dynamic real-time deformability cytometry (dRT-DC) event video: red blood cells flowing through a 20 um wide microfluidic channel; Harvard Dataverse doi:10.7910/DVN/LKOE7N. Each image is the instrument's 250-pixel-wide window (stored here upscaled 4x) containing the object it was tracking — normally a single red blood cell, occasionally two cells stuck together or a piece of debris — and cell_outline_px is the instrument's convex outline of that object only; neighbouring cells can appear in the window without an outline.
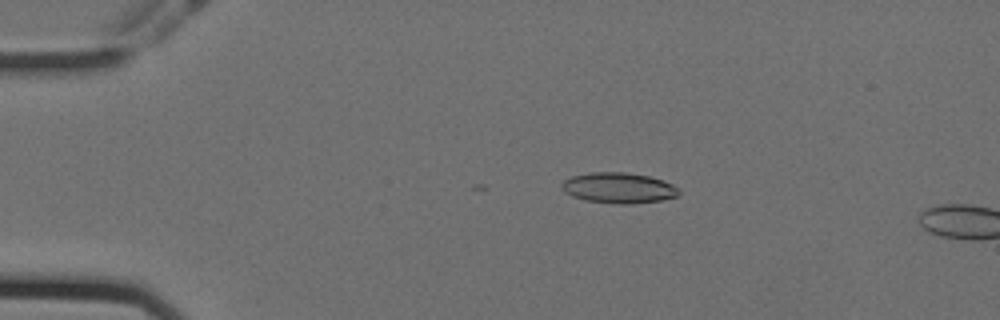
{"species": "Egyptian fruit bat (a non-hibernating species)", "species_latin": "Rousettus aegyptiacus", "temperature_condition": "cold", "stored_images_in_passage": 9, "camera_frame_rate_fps": 3000, "um_per_image_px": 0.085, "animal": {"sex": "female"}, "frame": {"image": 1, "passage_image": 6, "time_ms": 1.667, "image_size_px": [1000, 320], "cell_outline_px": [[680, 192], [676, 196], [660, 200], [628, 204], [616, 204], [584, 200], [572, 196], [564, 192], [560, 188], [560, 184], [564, 180], [572, 176], [592, 172], [628, 172], [648, 176], [664, 180], [680, 188]], "centroid_in_image_um": [52.56, 15.97], "position_along_channel_um": 32.4, "area_um2": 21.04}}